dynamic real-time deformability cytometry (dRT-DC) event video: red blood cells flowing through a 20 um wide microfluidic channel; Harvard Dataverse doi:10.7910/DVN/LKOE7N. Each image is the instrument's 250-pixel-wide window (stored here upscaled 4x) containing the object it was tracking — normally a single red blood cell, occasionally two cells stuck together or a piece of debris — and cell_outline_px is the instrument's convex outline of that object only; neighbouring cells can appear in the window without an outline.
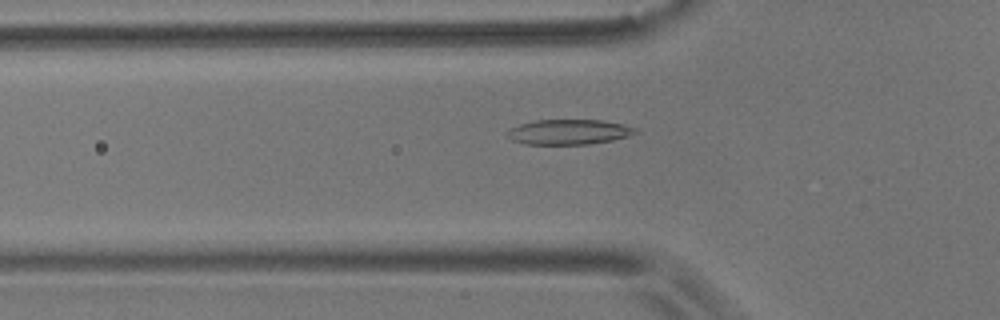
{"species": "common noctule bat (a hibernating species)", "species_latin": "Nyctalus noctula", "temperature_condition": "room temperature", "stored_images_in_passage": 43, "camera_frame_rate_fps": 3000, "um_per_image_px": 0.085, "animal": {"sex": "male", "body_mass_g": 17.9}, "frame": {"image": 1, "passage_image": 13, "time_ms": 4.0, "image_size_px": [1000, 320], "cell_outline_px": [[640, 132], [628, 136], [612, 140], [588, 144], [524, 144], [512, 140], [504, 136], [504, 132], [508, 128], [520, 124], [536, 120], [604, 120], [624, 124], [636, 128]], "centroid_in_image_um": [48.31, 11.21], "position_along_channel_um": 77.5, "area_um2": 19.02}}
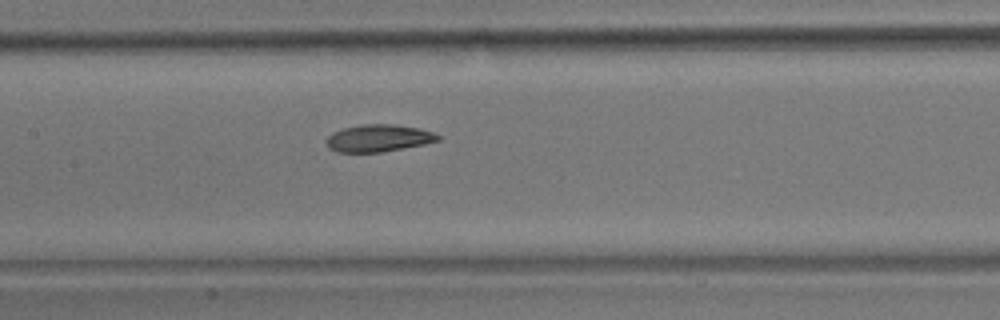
{"frame": {"image": 2, "passage_image": 21, "time_ms": 6.667, "image_size_px": [1000, 320], "cell_outline_px": [[440, 140], [424, 144], [380, 152], [336, 152], [328, 148], [324, 140], [332, 132], [344, 128], [364, 124], [396, 124], [420, 128], [432, 132], [440, 136]], "centroid_in_image_um": [32.14, 11.74], "position_along_channel_um": 175.3, "area_um2": 17.74}}
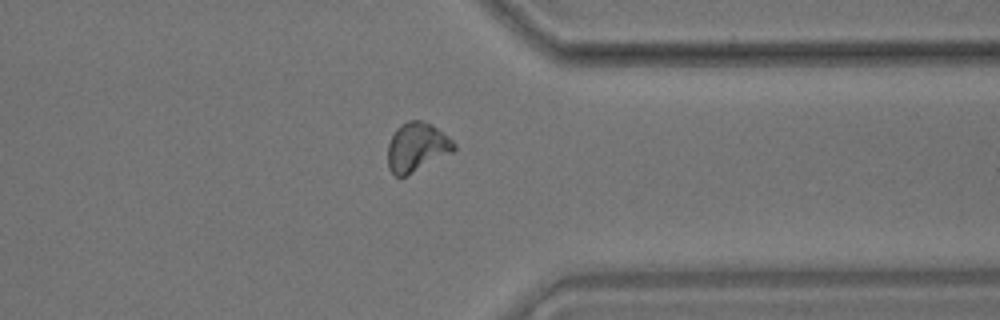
{"frame": {"image": 3, "passage_image": 38, "time_ms": 12.333, "image_size_px": [1000, 320], "cell_outline_px": [[456, 148], [452, 152], [404, 176], [396, 176], [388, 168], [388, 144], [396, 128], [400, 124], [408, 120], [420, 120], [436, 128], [448, 136], [456, 144]], "centroid_in_image_um": [35.41, 12.49], "position_along_channel_um": 376.0, "area_um2": 18.5}}